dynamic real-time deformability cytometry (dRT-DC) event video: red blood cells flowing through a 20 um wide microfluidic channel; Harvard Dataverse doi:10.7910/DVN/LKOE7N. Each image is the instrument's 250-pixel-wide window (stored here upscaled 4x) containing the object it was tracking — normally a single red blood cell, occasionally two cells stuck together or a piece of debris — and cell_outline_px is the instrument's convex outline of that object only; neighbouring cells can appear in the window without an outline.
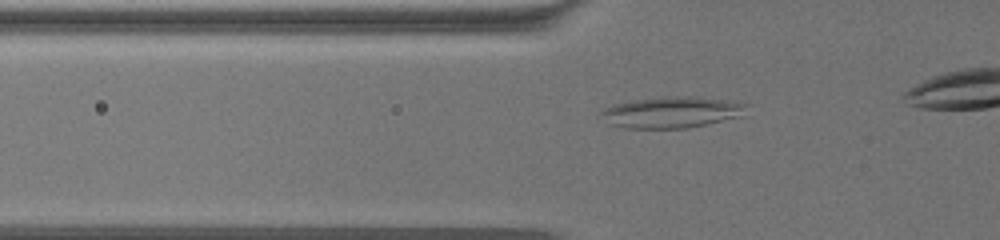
{"species": "common noctule bat (a hibernating species)", "species_latin": "Nyctalus noctula", "temperature_condition": "warm", "stored_images_in_passage": 42, "camera_frame_rate_fps": 3000, "um_per_image_px": 0.085, "animal": {"sex": "female", "body_mass_g": 19.5, "forearm_length_mm": 54.1}, "frame": {"image": 1, "passage_image": 7, "time_ms": 2.0, "image_size_px": [1000, 240], "cell_outline_px": [[748, 104], [744, 116], [688, 128], [624, 128], [608, 124], [600, 112], [604, 108], [612, 104], [632, 100], [664, 96], [700, 96]], "centroid_in_image_um": [57.1, 9.53], "position_along_channel_um": 68.7, "area_um2": 26.76}}
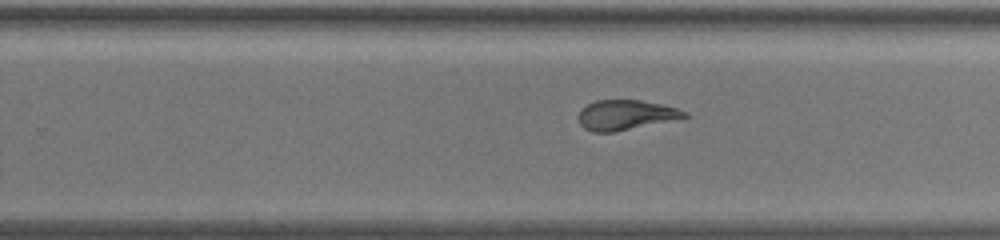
{"frame": {"image": 2, "passage_image": 27, "time_ms": 8.667, "image_size_px": [1000, 240], "cell_outline_px": [[688, 116], [612, 132], [592, 132], [584, 128], [580, 124], [580, 108], [596, 100], [640, 100], [660, 104], [676, 108], [688, 112]], "centroid_in_image_um": [53.13, 9.76], "position_along_channel_um": 276.7, "area_um2": 17.98}}
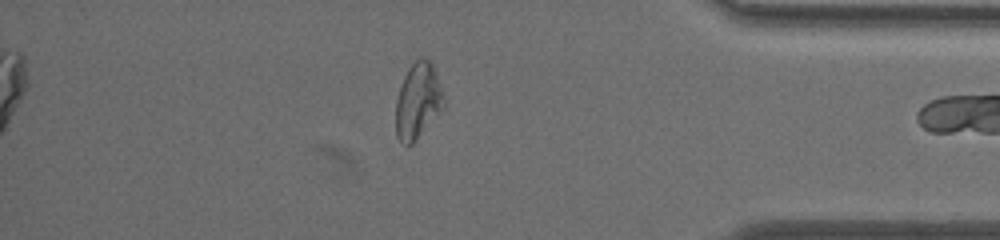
{"frame": {"image": 3, "passage_image": 41, "time_ms": 13.333, "image_size_px": [1000, 240], "cell_outline_px": [[444, 104], [412, 144], [400, 144], [396, 136], [396, 100], [404, 76], [408, 68], [420, 56], [428, 56], [432, 64], [440, 84]], "centroid_in_image_um": [35.48, 8.53], "position_along_channel_um": 399.7, "area_um2": 20.69}}